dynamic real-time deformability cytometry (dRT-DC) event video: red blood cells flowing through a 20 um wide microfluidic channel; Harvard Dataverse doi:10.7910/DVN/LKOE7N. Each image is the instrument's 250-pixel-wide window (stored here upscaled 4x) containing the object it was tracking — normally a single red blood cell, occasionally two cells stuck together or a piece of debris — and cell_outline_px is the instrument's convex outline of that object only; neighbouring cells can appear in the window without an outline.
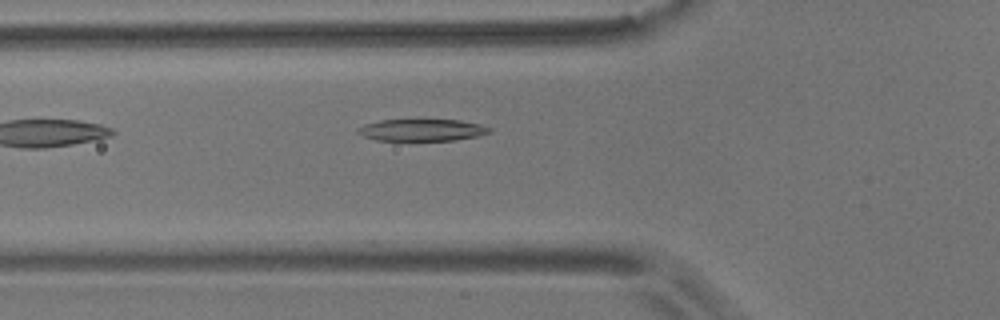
{"species": "common noctule bat (a hibernating species)", "species_latin": "Nyctalus noctula", "temperature_condition": "room temperature", "stored_images_in_passage": 6, "camera_frame_rate_fps": 3000, "um_per_image_px": 0.085, "animal": {"sex": "male", "body_mass_g": 17.9}, "frame": {"image": 1, "passage_image": 6, "time_ms": 6.0, "image_size_px": [1000, 320], "cell_outline_px": [[492, 132], [476, 136], [456, 140], [376, 140], [364, 136], [356, 132], [356, 128], [364, 124], [380, 120], [460, 120], [480, 124], [492, 128]], "centroid_in_image_um": [35.86, 11.05], "position_along_channel_um": 89.9, "area_um2": 16.76}}